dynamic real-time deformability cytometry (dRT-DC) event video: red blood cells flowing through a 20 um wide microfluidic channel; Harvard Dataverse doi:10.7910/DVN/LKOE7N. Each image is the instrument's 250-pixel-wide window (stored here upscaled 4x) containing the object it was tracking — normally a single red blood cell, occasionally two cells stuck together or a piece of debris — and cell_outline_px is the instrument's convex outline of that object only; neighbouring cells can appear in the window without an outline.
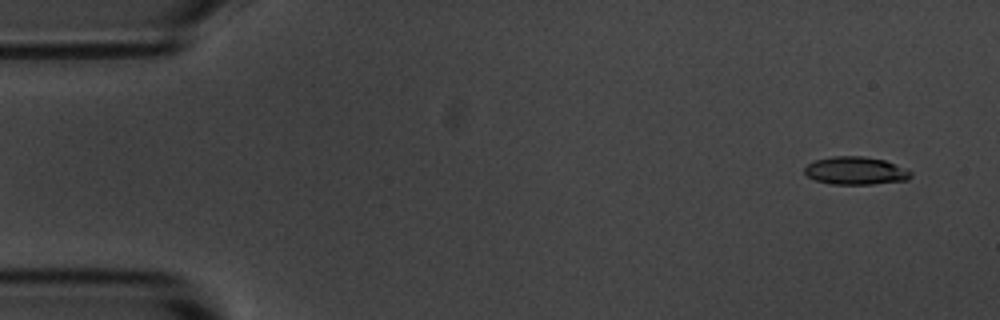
{"species": "common noctule bat (a hibernating species)", "species_latin": "Nyctalus noctula", "temperature_condition": "room temperature", "stored_images_in_passage": 9, "camera_frame_rate_fps": 3000, "um_per_image_px": 0.085, "animal": {"sex": "male", "body_mass_g": 20.1, "forearm_length_mm": 53.5}, "frame": {"image": 1, "passage_image": 1, "time_ms": 0.0, "image_size_px": [1000, 320], "cell_outline_px": [[912, 176], [908, 180], [872, 184], [832, 184], [816, 180], [808, 176], [804, 172], [804, 168], [808, 164], [816, 160], [832, 156], [864, 156], [884, 160], [912, 172]], "centroid_in_image_um": [72.72, 14.51], "position_along_channel_um": 12.3, "area_um2": 17.11}}
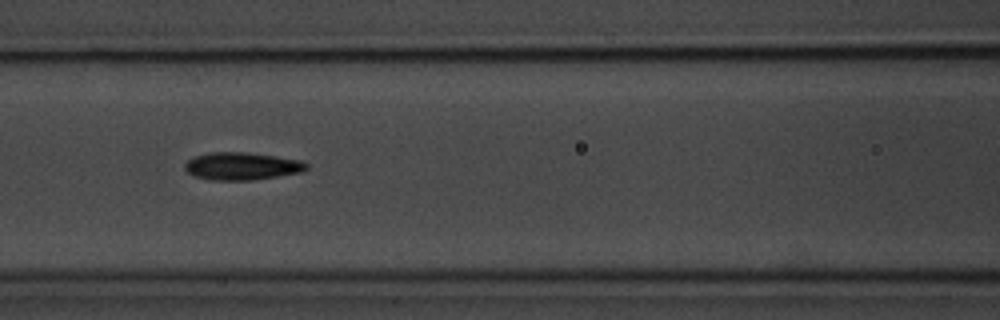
{"frame": {"image": 2, "passage_image": 6, "time_ms": 6.667, "image_size_px": [1000, 320], "cell_outline_px": [[308, 168], [300, 172], [252, 180], [208, 180], [192, 176], [184, 168], [184, 164], [192, 156], [208, 152], [248, 152], [276, 156], [300, 160], [308, 164]], "centroid_in_image_um": [20.49, 14.11], "position_along_channel_um": 146.1, "area_um2": 19.71}}
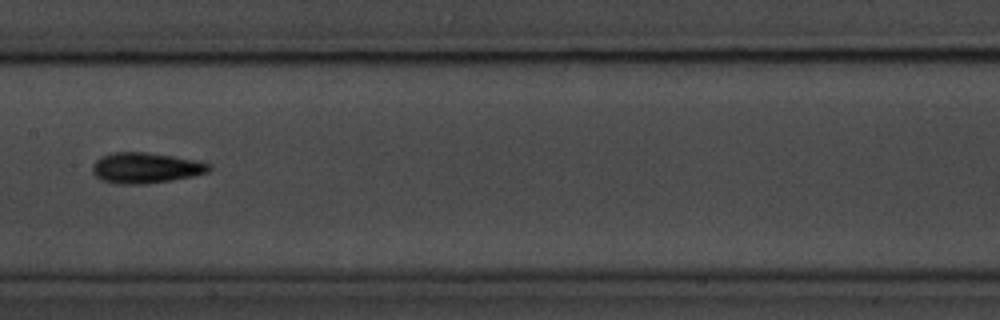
{"frame": {"image": 3, "passage_image": 7, "time_ms": 8.0, "image_size_px": [1000, 320], "cell_outline_px": [[212, 168], [208, 172], [192, 176], [144, 184], [116, 184], [100, 180], [92, 172], [92, 164], [100, 156], [112, 152], [148, 152], [196, 160], [208, 164]], "centroid_in_image_um": [12.32, 14.26], "position_along_channel_um": 195.1, "area_um2": 20.81}}